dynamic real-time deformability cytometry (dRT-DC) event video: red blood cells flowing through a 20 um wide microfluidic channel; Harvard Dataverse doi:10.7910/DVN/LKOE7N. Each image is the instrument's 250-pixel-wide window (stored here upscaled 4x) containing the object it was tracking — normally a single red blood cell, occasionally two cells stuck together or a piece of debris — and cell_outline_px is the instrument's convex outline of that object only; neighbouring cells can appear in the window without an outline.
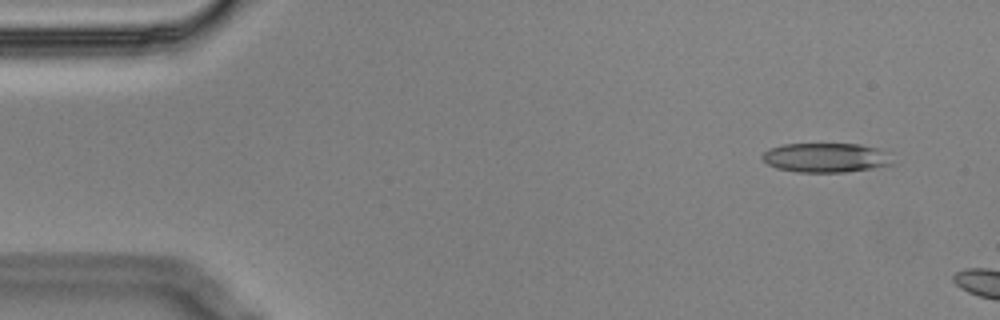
{"species": "Egyptian fruit bat (a non-hibernating species)", "species_latin": "Rousettus aegyptiacus", "temperature_condition": "cold", "stored_images_in_passage": 3, "camera_frame_rate_fps": 3000, "um_per_image_px": 0.085, "animal": {"sex": "male"}, "frame": {"image": 1, "passage_image": 1, "time_ms": 0.0, "image_size_px": [1000, 320], "cell_outline_px": [[896, 164], [872, 168], [844, 172], [796, 172], [776, 168], [768, 164], [760, 156], [764, 152], [772, 148], [784, 144], [860, 144], [876, 148], [888, 152]], "centroid_in_image_um": [70.24, 13.4], "position_along_channel_um": 14.8, "area_um2": 22.37}}